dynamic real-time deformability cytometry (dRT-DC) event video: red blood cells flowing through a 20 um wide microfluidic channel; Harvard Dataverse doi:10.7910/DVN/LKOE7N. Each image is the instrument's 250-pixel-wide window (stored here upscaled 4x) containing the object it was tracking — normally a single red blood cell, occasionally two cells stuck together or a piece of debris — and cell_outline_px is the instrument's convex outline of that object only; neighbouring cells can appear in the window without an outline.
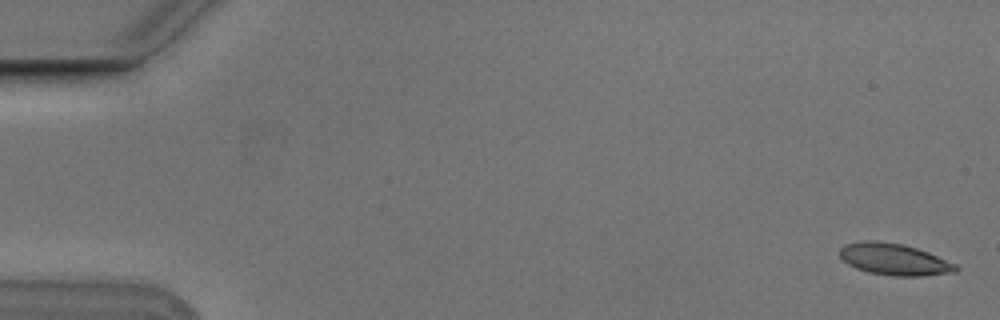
{"species": "Egyptian fruit bat (a non-hibernating species)", "species_latin": "Rousettus aegyptiacus", "temperature_condition": "cold", "stored_images_in_passage": 9, "camera_frame_rate_fps": 3000, "um_per_image_px": 0.085, "animal": {"sex": "male"}, "frame": {"image": 1, "passage_image": 1, "time_ms": 0.0, "image_size_px": [1000, 320], "cell_outline_px": [[960, 268], [956, 272], [920, 276], [892, 276], [868, 272], [856, 268], [848, 264], [840, 256], [840, 248], [844, 244], [864, 240], [876, 240], [904, 244], [928, 252], [956, 264]], "centroid_in_image_um": [76.0, 22.04], "position_along_channel_um": 9.0, "area_um2": 21.5}}
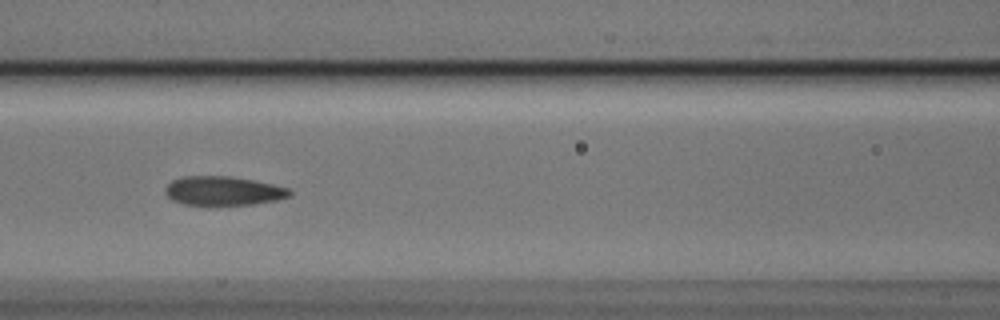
{"frame": {"image": 2, "passage_image": 7, "time_ms": 2.0, "image_size_px": [1000, 320], "cell_outline_px": [[292, 196], [276, 200], [256, 204], [184, 204], [172, 200], [164, 192], [164, 188], [172, 180], [184, 176], [228, 176], [252, 180], [272, 184], [288, 188], [292, 192]], "centroid_in_image_um": [18.98, 16.21], "position_along_channel_um": 147.6, "area_um2": 20.87}}
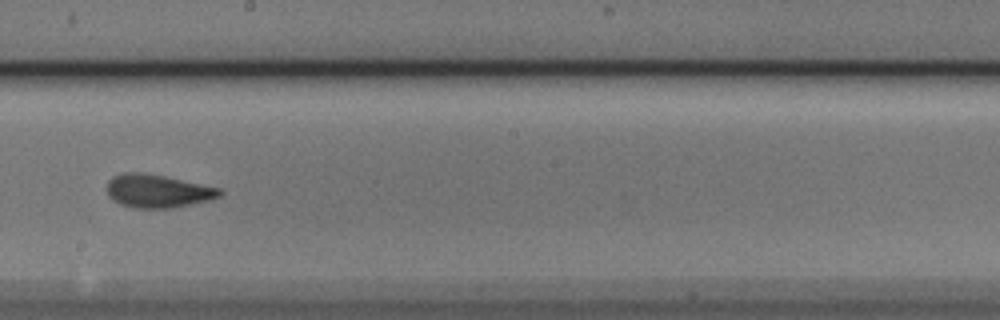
{"frame": {"image": 3, "passage_image": 9, "time_ms": 2.667, "image_size_px": [1000, 320], "cell_outline_px": [[224, 192], [220, 196], [208, 200], [172, 208], [136, 208], [120, 204], [108, 196], [108, 180], [112, 176], [124, 172], [140, 172], [164, 176], [220, 188]], "centroid_in_image_um": [13.39, 16.23], "position_along_channel_um": 234.8, "area_um2": 21.68}}